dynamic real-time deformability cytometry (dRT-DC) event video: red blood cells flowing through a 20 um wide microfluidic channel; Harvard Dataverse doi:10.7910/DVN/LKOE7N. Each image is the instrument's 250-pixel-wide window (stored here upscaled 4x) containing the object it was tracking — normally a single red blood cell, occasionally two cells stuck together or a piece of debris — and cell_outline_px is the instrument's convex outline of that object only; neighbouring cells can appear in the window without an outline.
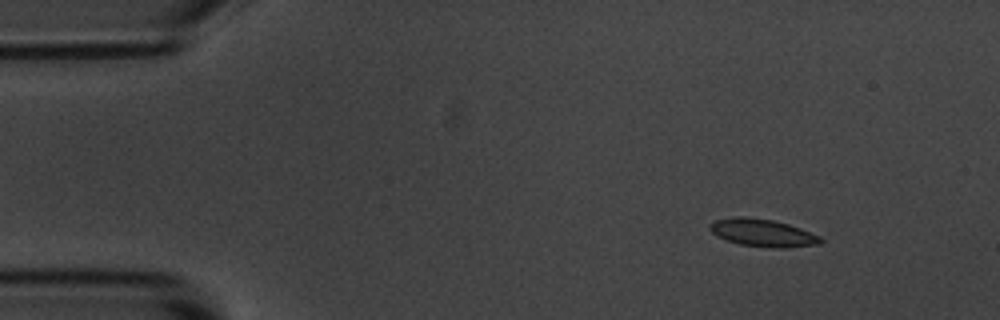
{"species": "common noctule bat (a hibernating species)", "species_latin": "Nyctalus noctula", "temperature_condition": "room temperature", "stored_images_in_passage": 7, "camera_frame_rate_fps": 3000, "um_per_image_px": 0.085, "animal": {"sex": "male", "body_mass_g": 20.1, "forearm_length_mm": 53.5}, "frame": {"image": 1, "passage_image": 1, "time_ms": 0.0, "image_size_px": [1000, 320], "cell_outline_px": [[824, 240], [820, 244], [784, 248], [776, 248], [740, 244], [716, 236], [708, 228], [708, 224], [716, 220], [732, 216], [744, 216], [772, 220], [788, 224], [800, 228], [820, 236]], "centroid_in_image_um": [64.81, 19.78], "position_along_channel_um": 20.2, "area_um2": 17.8}}
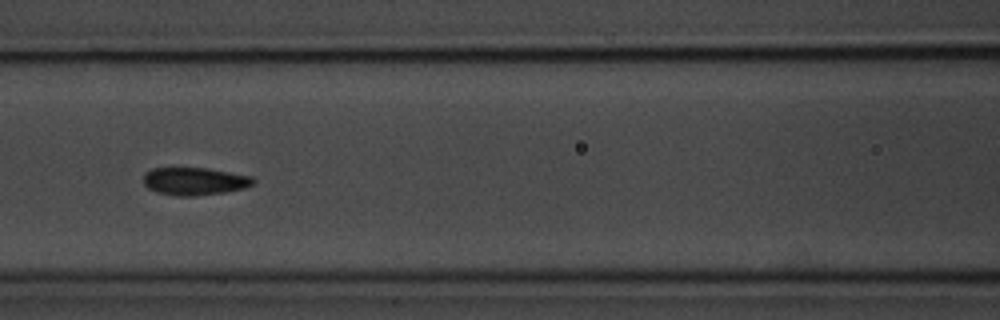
{"frame": {"image": 2, "passage_image": 5, "time_ms": 5.667, "image_size_px": [1000, 320], "cell_outline_px": [[256, 184], [244, 188], [224, 192], [196, 196], [176, 196], [156, 192], [148, 188], [144, 184], [144, 172], [152, 168], [208, 168], [252, 176], [256, 180]], "centroid_in_image_um": [16.56, 15.4], "position_along_channel_um": 150.0, "area_um2": 17.92}}
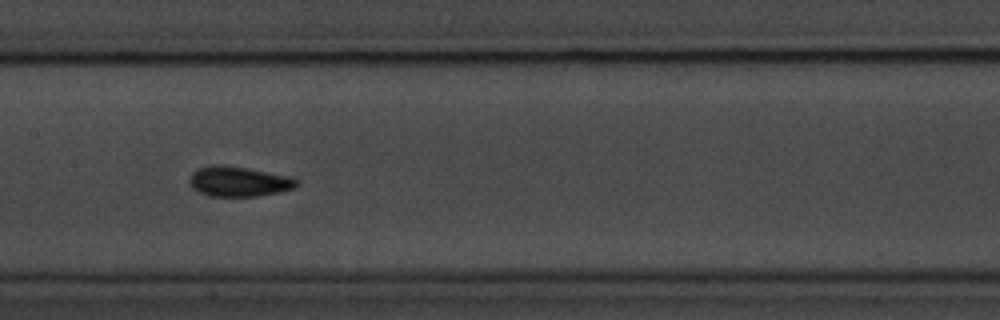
{"frame": {"image": 3, "passage_image": 6, "time_ms": 6.667, "image_size_px": [1000, 320], "cell_outline_px": [[300, 184], [296, 188], [280, 192], [256, 196], [208, 196], [192, 188], [188, 180], [192, 172], [196, 168], [212, 164], [220, 164], [248, 168], [292, 176], [300, 180]], "centroid_in_image_um": [20.32, 15.41], "position_along_channel_um": 187.1, "area_um2": 19.25}}